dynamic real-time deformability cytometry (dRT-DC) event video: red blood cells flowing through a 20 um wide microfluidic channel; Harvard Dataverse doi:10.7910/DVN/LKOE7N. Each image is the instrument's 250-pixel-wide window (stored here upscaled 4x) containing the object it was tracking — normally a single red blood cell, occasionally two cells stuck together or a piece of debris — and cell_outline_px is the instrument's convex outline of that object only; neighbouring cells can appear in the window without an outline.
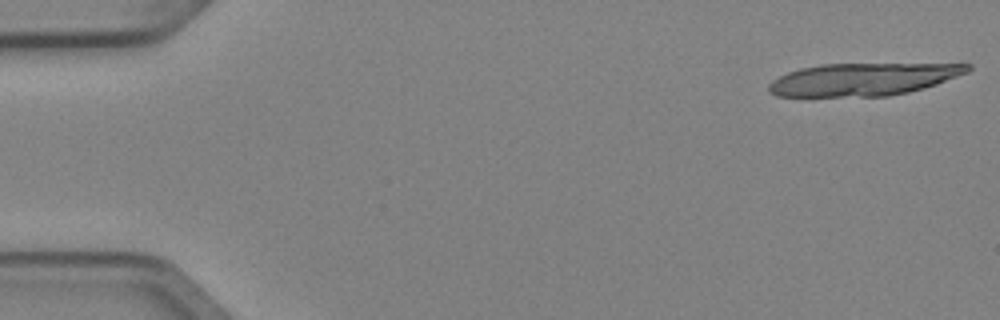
{"species": "Egyptian fruit bat (a non-hibernating species)", "species_latin": "Rousettus aegyptiacus", "temperature_condition": "cold", "stored_images_in_passage": 6, "segment_of_instrument_passage": [1, 2], "camera_frame_rate_fps": 3000, "um_per_image_px": 0.085, "animal": {"sex": "female"}, "frame": {"image": 1, "passage_image": 1, "time_ms": 0.0, "image_size_px": [1000, 320], "cell_outline_px": [[972, 68], [968, 72], [936, 84], [924, 88], [908, 92], [888, 96], [776, 96], [768, 92], [768, 84], [772, 80], [788, 72], [800, 68], [820, 64], [972, 64]], "centroid_in_image_um": [73.34, 6.74], "position_along_channel_um": 11.7, "area_um2": 37.57}}